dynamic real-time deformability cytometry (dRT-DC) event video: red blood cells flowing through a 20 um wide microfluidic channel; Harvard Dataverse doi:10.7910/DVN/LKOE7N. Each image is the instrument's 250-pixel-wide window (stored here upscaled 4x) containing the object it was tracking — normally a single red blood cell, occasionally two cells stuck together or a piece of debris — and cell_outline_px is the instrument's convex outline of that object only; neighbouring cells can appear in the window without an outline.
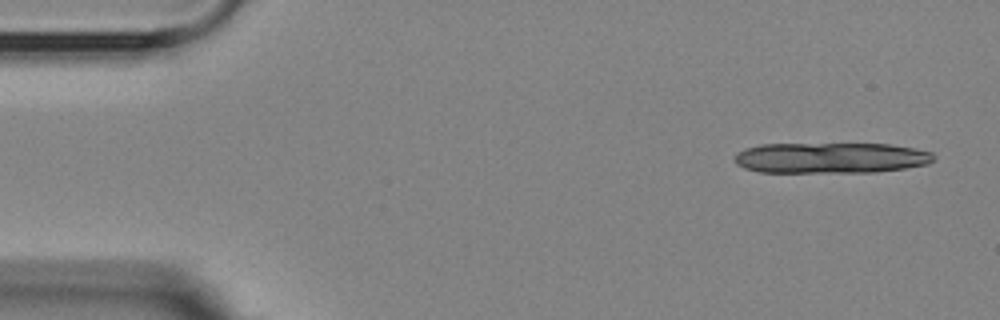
{"species": "Egyptian fruit bat (a non-hibernating species)", "species_latin": "Rousettus aegyptiacus", "temperature_condition": "room temperature", "stored_images_in_passage": 6, "camera_frame_rate_fps": 3000, "um_per_image_px": 0.085, "animal": {"sex": "female"}, "frame": {"image": 1, "passage_image": 1, "time_ms": 0.0, "image_size_px": [1000, 320], "cell_outline_px": [[936, 156], [928, 164], [904, 168], [876, 172], [760, 172], [744, 168], [736, 164], [736, 152], [744, 148], [760, 144], [888, 144], [916, 148], [932, 152]], "centroid_in_image_um": [70.62, 13.41], "position_along_channel_um": 14.4, "area_um2": 35.78}}
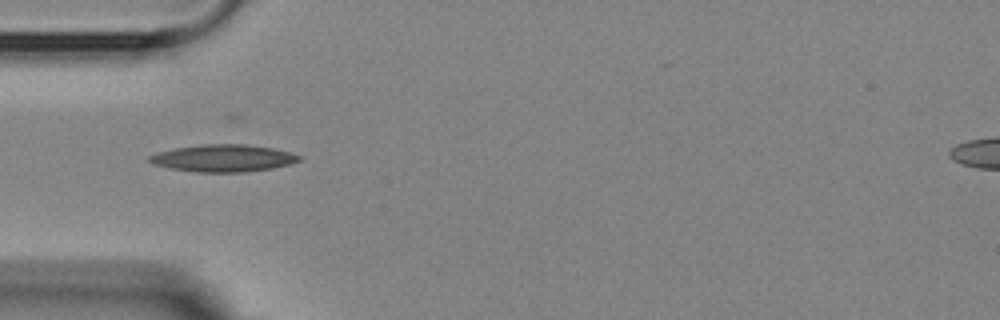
{"frame": {"image": 2, "passage_image": 5, "time_ms": 4.667, "image_size_px": [1000, 320], "cell_outline_px": [[300, 160], [288, 164], [272, 168], [244, 172], [196, 172], [168, 168], [152, 164], [148, 160], [148, 156], [156, 152], [176, 148], [200, 144], [248, 144], [272, 148], [292, 152], [300, 156]], "centroid_in_image_um": [18.93, 13.44], "position_along_channel_um": 66.1, "area_um2": 23.81}}
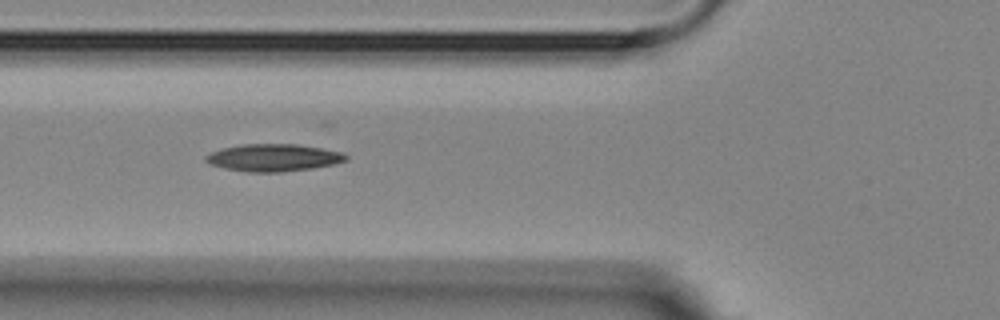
{"frame": {"image": 3, "passage_image": 6, "time_ms": 5.667, "image_size_px": [1000, 320], "cell_outline_px": [[348, 160], [332, 164], [312, 168], [284, 172], [248, 172], [224, 168], [208, 164], [204, 160], [204, 156], [212, 152], [224, 148], [240, 144], [296, 144], [344, 152], [348, 156]], "centroid_in_image_um": [23.23, 13.4], "position_along_channel_um": 102.6, "area_um2": 22.37}}